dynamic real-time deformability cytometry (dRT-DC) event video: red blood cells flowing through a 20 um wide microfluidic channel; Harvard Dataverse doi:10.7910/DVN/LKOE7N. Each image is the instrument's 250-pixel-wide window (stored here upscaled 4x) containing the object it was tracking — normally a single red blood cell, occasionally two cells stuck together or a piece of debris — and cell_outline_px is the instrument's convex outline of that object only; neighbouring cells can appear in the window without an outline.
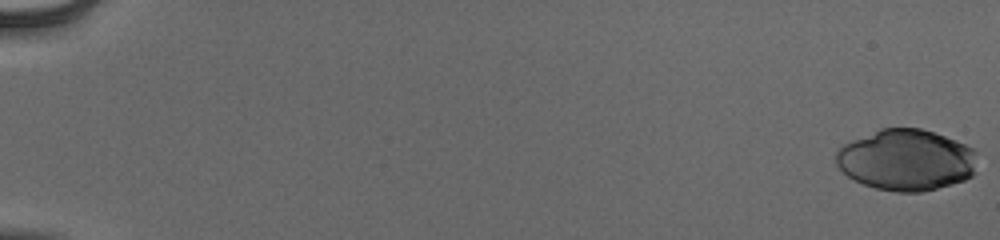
{"species": "human", "species_latin": "Homo sapiens", "temperature_condition": "cold", "stored_images_in_passage": 56, "camera_frame_rate_fps": 3000, "um_per_image_px": 0.085, "donor": {"sex": "male"}, "frame": {"image": 1, "passage_image": 1, "time_ms": 0.0, "image_size_px": [1000, 240], "cell_outline_px": [[976, 172], [972, 176], [964, 180], [952, 184], [924, 192], [896, 192], [876, 188], [864, 184], [848, 176], [836, 164], [836, 152], [844, 144], [852, 140], [880, 128], [920, 128], [956, 140], [972, 148], [976, 152]], "centroid_in_image_um": [77.05, 13.6], "position_along_channel_um": 7.9, "area_um2": 50.4}}
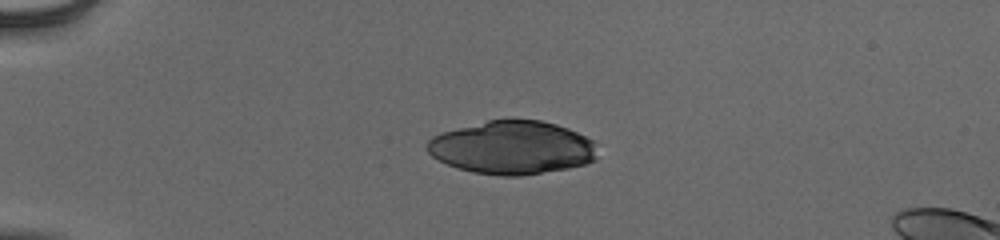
{"frame": {"image": 2, "passage_image": 16, "time_ms": 5.0, "image_size_px": [1000, 240], "cell_outline_px": [[596, 160], [584, 164], [568, 168], [520, 176], [500, 176], [472, 172], [448, 164], [432, 156], [428, 152], [428, 140], [432, 136], [440, 132], [488, 120], [540, 120], [556, 124], [568, 128], [592, 140], [596, 156]], "centroid_in_image_um": [43.52, 12.55], "position_along_channel_um": 41.5, "area_um2": 52.54}}
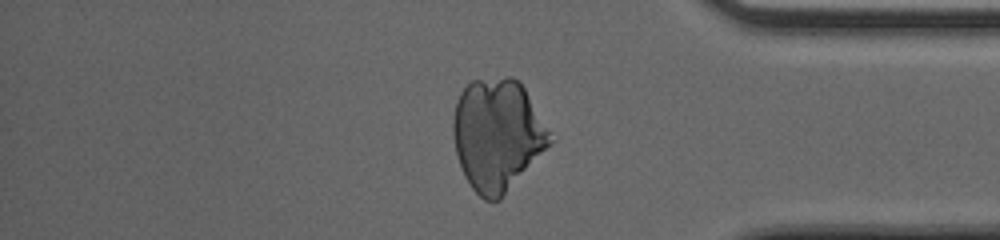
{"frame": {"image": 3, "passage_image": 48, "time_ms": 15.667, "image_size_px": [1000, 240], "cell_outline_px": [[556, 140], [500, 200], [484, 200], [472, 188], [464, 176], [456, 152], [452, 136], [452, 120], [456, 100], [460, 92], [472, 80], [508, 76], [512, 76], [524, 88]], "centroid_in_image_um": [42.28, 11.46], "position_along_channel_um": 392.9, "area_um2": 63.52}}